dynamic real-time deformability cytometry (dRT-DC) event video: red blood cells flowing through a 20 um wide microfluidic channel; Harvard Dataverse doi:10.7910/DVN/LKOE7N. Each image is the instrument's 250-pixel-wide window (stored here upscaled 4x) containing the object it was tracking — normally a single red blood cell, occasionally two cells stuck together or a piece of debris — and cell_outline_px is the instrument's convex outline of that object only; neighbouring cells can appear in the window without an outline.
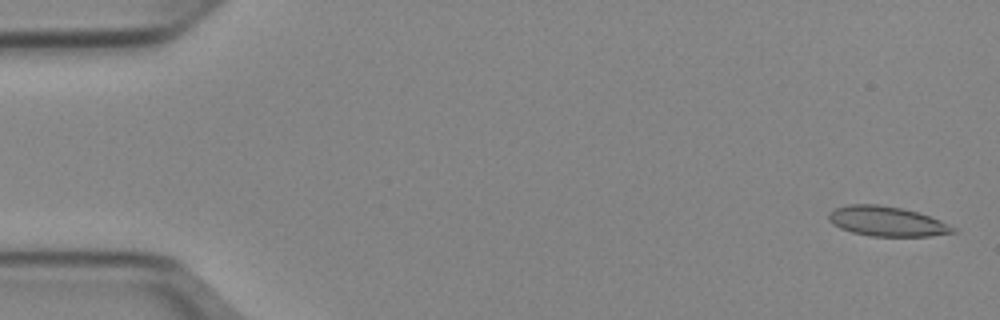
{"species": "Egyptian fruit bat (a non-hibernating species)", "species_latin": "Rousettus aegyptiacus", "temperature_condition": "cold", "stored_images_in_passage": 51, "camera_frame_rate_fps": 3000, "um_per_image_px": 0.085, "animal": {"sex": "female"}, "frame": {"image": 1, "passage_image": 2, "time_ms": 0.333, "image_size_px": [1000, 320], "cell_outline_px": [[956, 232], [928, 236], [872, 236], [852, 232], [840, 228], [832, 224], [828, 220], [828, 212], [836, 208], [848, 204], [880, 204], [900, 208], [916, 212], [940, 220], [956, 228]], "centroid_in_image_um": [75.34, 18.81], "position_along_channel_um": 9.7, "area_um2": 21.5}}
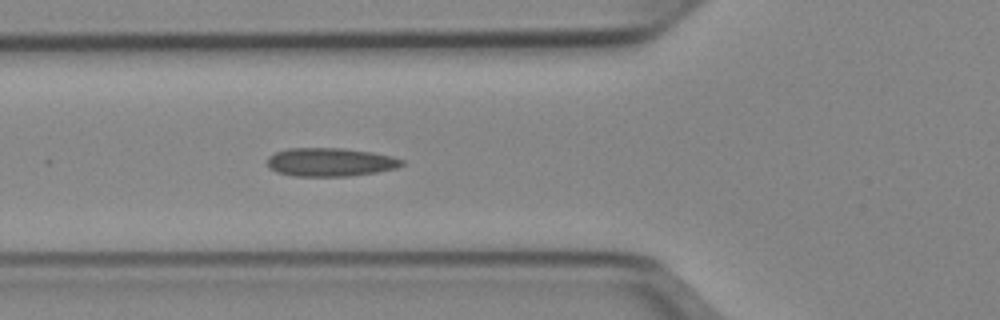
{"frame": {"image": 2, "passage_image": 19, "time_ms": 6.0, "image_size_px": [1000, 320], "cell_outline_px": [[404, 164], [396, 168], [376, 172], [348, 176], [296, 176], [276, 172], [268, 168], [268, 156], [276, 152], [288, 148], [344, 148], [372, 152], [392, 156], [404, 160]], "centroid_in_image_um": [28.07, 13.77], "position_along_channel_um": 97.7, "area_um2": 22.37}}
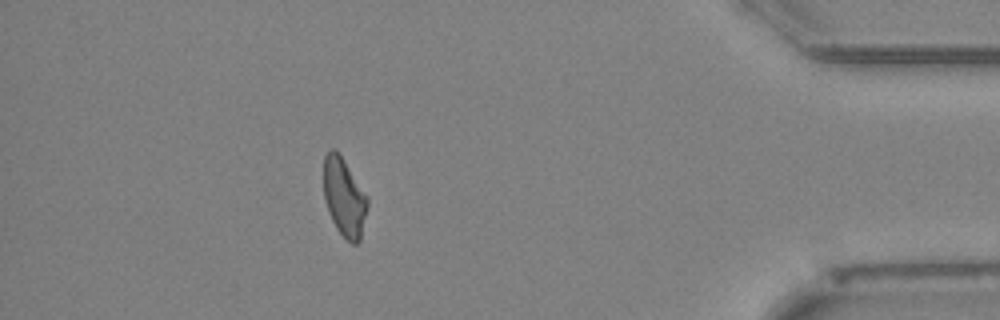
{"frame": {"image": 3, "passage_image": 46, "time_ms": 15.0, "image_size_px": [1000, 320], "cell_outline_px": [[368, 204], [360, 240], [356, 244], [352, 244], [336, 228], [328, 212], [324, 200], [324, 156], [328, 148], [336, 148], [368, 196]], "centroid_in_image_um": [29.24, 16.73], "position_along_channel_um": 406.0, "area_um2": 20.11}, "authors_computed_cell_mechanics": {"area_um2": 21.2126, "velocity_mm_per_s": 3.951, "shape_relaxation_time_tau1_ms": null, "shape_relaxation_time_tau2_ms": 2.863, "deformation_change_tau1": null, "deformation_change_tau2": 0.0836}}